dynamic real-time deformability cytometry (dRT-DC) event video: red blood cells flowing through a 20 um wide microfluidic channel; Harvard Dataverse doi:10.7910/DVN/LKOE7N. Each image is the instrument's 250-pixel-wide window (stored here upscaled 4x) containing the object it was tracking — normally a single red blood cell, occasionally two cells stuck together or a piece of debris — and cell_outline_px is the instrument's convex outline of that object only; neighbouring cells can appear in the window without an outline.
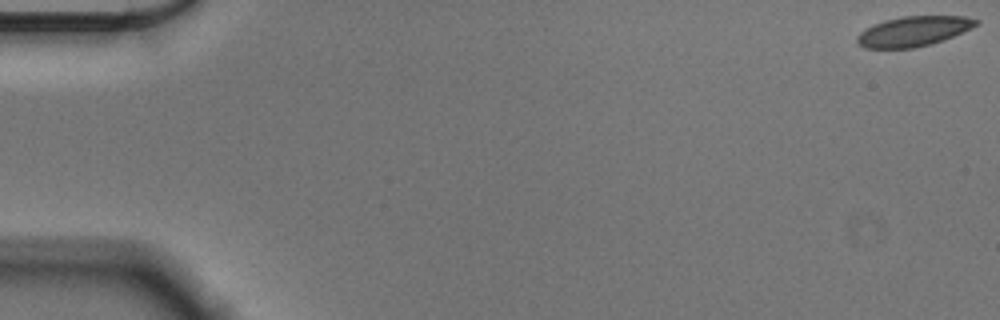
{"species": "Egyptian fruit bat (a non-hibernating species)", "species_latin": "Rousettus aegyptiacus", "temperature_condition": "cold", "stored_images_in_passage": 14, "camera_frame_rate_fps": 3000, "um_per_image_px": 0.085, "animal": {"sex": "male"}, "frame": {"image": 1, "passage_image": 1, "time_ms": 0.0, "image_size_px": [1000, 320], "cell_outline_px": [[980, 24], [944, 40], [932, 44], [916, 48], [864, 48], [856, 44], [856, 36], [860, 32], [884, 20], [904, 16], [964, 16], [980, 20]], "centroid_in_image_um": [77.66, 2.67], "position_along_channel_um": 7.3, "area_um2": 20.87}}